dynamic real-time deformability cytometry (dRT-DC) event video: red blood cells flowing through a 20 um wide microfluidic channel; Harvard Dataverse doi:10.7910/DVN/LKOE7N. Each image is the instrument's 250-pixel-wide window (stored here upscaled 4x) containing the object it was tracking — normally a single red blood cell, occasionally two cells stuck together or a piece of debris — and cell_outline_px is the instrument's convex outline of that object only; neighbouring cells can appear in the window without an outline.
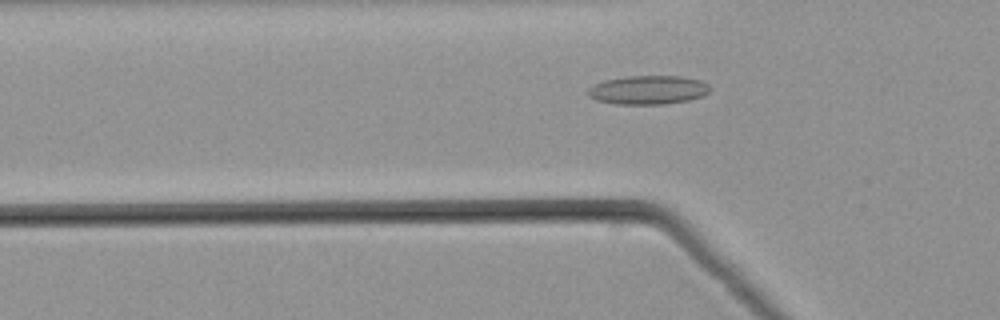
{"species": "common noctule bat (a hibernating species)", "species_latin": "Nyctalus noctula", "temperature_condition": "warm", "stored_images_in_passage": 51, "camera_frame_rate_fps": 3000, "um_per_image_px": 0.085, "animal": {"sex": "male", "body_mass_g": 21.5, "forearm_length_mm": 52.0}, "frame": {"image": 1, "passage_image": 17, "time_ms": 5.333, "image_size_px": [1000, 320], "cell_outline_px": [[712, 88], [704, 96], [688, 100], [664, 104], [616, 104], [596, 100], [588, 96], [588, 88], [592, 84], [604, 80], [624, 76], [680, 76], [700, 80], [708, 84]], "centroid_in_image_um": [55.08, 7.64], "position_along_channel_um": 70.7, "area_um2": 20.69}}
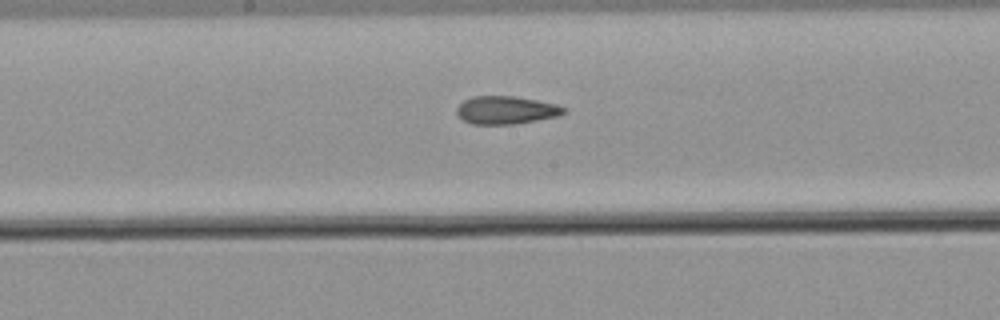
{"frame": {"image": 2, "passage_image": 27, "time_ms": 8.667, "image_size_px": [1000, 320], "cell_outline_px": [[564, 112], [560, 116], [516, 124], [472, 124], [464, 120], [456, 112], [456, 108], [464, 100], [472, 96], [512, 96], [536, 100], [556, 104], [564, 108]], "centroid_in_image_um": [43.0, 9.36], "position_along_channel_um": 205.2, "area_um2": 17.34}}
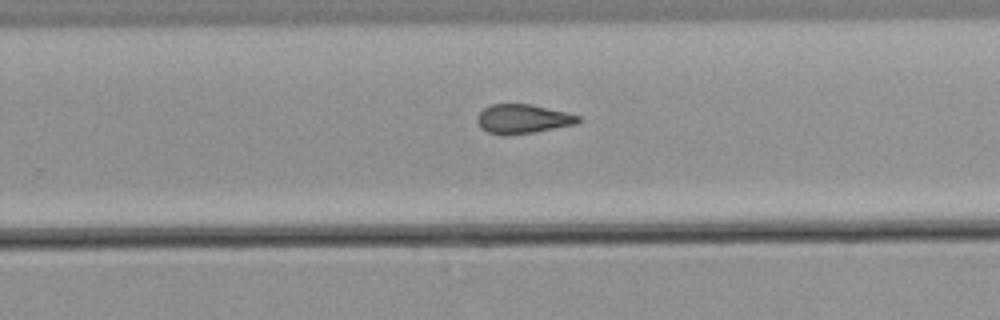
{"frame": {"image": 3, "passage_image": 33, "time_ms": 10.667, "image_size_px": [1000, 320], "cell_outline_px": [[580, 120], [576, 124], [536, 132], [504, 136], [500, 136], [488, 132], [480, 128], [476, 120], [476, 116], [484, 108], [492, 104], [532, 104], [568, 112], [580, 116]], "centroid_in_image_um": [44.42, 10.12], "position_along_channel_um": 285.4, "area_um2": 17.51}}